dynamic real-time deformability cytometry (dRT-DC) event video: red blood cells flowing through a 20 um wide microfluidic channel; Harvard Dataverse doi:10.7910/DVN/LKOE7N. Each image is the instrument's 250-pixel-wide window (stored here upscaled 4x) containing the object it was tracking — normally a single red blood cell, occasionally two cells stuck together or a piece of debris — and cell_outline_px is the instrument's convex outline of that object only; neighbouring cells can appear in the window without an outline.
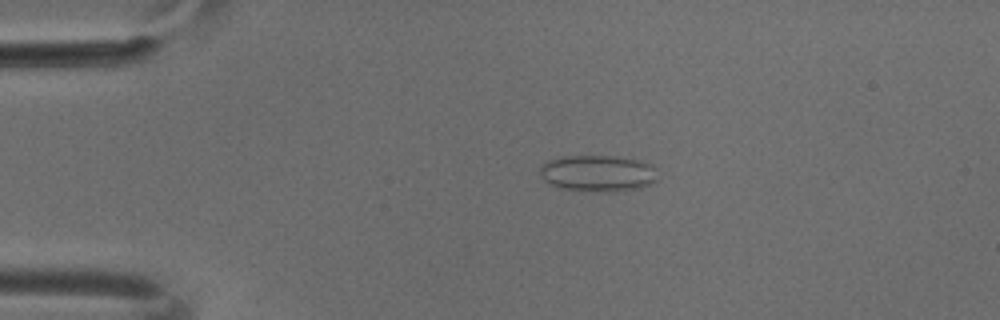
{"species": "common noctule bat (a hibernating species)", "species_latin": "Nyctalus noctula", "temperature_condition": "cold", "stored_images_in_passage": 51, "camera_frame_rate_fps": 3000, "um_per_image_px": 0.085, "animal": {"sex": "male", "body_mass_g": 18.8}, "frame": {"image": 1, "passage_image": 11, "time_ms": 3.333, "image_size_px": [1000, 320], "cell_outline_px": [[656, 180], [652, 184], [640, 188], [616, 192], [592, 192], [556, 188], [548, 184], [544, 180], [540, 172], [540, 164], [548, 160], [560, 156], [616, 156], [640, 160], [652, 164], [656, 168]], "centroid_in_image_um": [50.81, 14.74], "position_along_channel_um": 34.2, "area_um2": 25.72}}
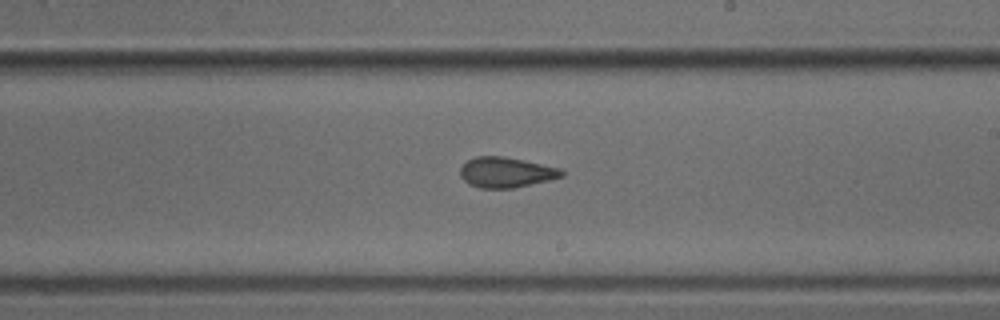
{"frame": {"image": 2, "passage_image": 30, "time_ms": 9.667, "image_size_px": [1000, 320], "cell_outline_px": [[564, 176], [548, 180], [512, 188], [480, 188], [468, 184], [460, 176], [460, 168], [468, 160], [476, 156], [504, 156], [524, 160], [560, 168], [564, 172]], "centroid_in_image_um": [43.0, 14.64], "position_along_channel_um": 246.0, "area_um2": 17.86}}
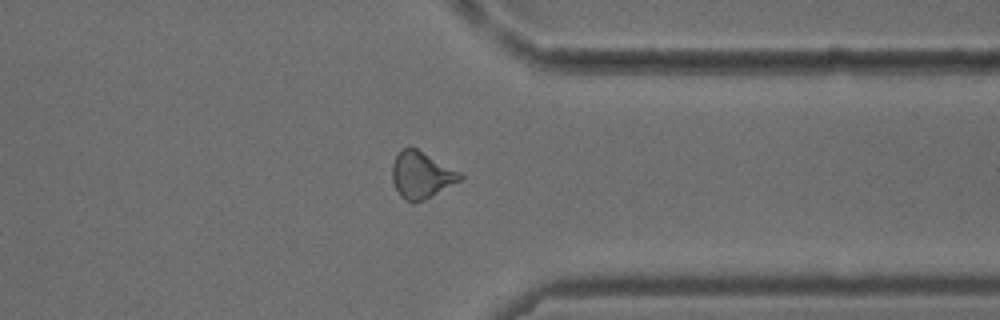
{"frame": {"image": 3, "passage_image": 40, "time_ms": 13.0, "image_size_px": [1000, 320], "cell_outline_px": [[464, 176], [460, 180], [432, 196], [424, 200], [412, 204], [400, 196], [392, 180], [392, 164], [400, 148], [416, 148], [460, 172]], "centroid_in_image_um": [35.79, 14.89], "position_along_channel_um": 375.6, "area_um2": 18.32}}